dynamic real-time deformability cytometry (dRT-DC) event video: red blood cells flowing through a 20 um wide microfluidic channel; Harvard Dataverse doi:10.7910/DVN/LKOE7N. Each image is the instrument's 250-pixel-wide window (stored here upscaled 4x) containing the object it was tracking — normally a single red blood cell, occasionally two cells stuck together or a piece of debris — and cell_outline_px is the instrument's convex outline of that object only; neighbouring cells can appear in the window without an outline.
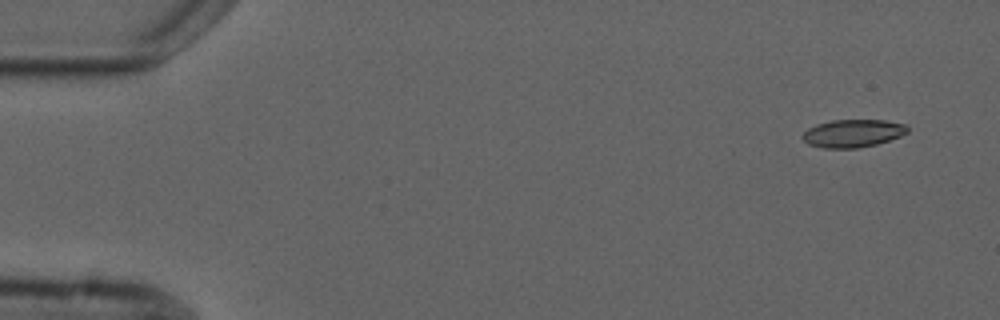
{"species": "common noctule bat (a hibernating species)", "species_latin": "Nyctalus noctula", "temperature_condition": "cold", "stored_images_in_passage": 4, "camera_frame_rate_fps": 3000, "um_per_image_px": 0.085, "animal": {"sex": "male", "forearm_length_mm": 52.5}, "frame": {"image": 1, "passage_image": 1, "time_ms": 0.0, "image_size_px": [1000, 320], "cell_outline_px": [[908, 132], [900, 136], [876, 144], [856, 148], [824, 148], [808, 144], [800, 136], [808, 128], [816, 124], [832, 120], [884, 120], [908, 124]], "centroid_in_image_um": [72.49, 11.32], "position_along_channel_um": 12.5, "area_um2": 17.05}}